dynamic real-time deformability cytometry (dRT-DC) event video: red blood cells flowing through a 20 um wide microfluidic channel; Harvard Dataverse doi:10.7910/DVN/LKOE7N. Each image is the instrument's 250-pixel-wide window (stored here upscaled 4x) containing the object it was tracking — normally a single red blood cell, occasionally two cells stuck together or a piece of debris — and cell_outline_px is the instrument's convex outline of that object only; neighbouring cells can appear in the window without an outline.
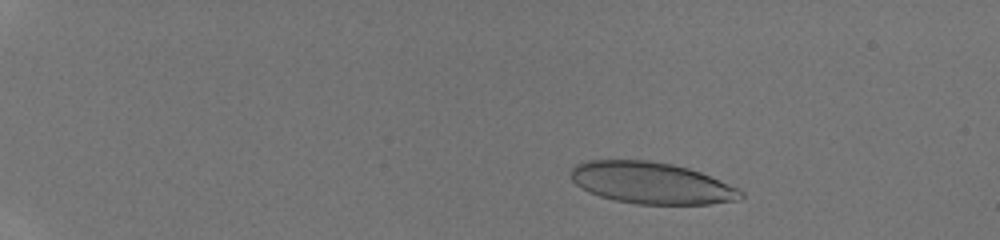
{"species": "human", "species_latin": "Homo sapiens", "temperature_condition": "room temperature", "stored_images_in_passage": 44, "camera_frame_rate_fps": 3000, "um_per_image_px": 0.085, "donor": {"sex": "male"}, "frame": {"image": 1, "passage_image": 7, "time_ms": 2.0, "image_size_px": [1000, 240], "cell_outline_px": [[744, 196], [740, 200], [708, 204], [636, 204], [616, 200], [600, 196], [588, 192], [580, 188], [572, 180], [572, 168], [576, 164], [588, 160], [648, 160], [672, 164], [688, 168], [700, 172], [740, 188], [744, 192]], "centroid_in_image_um": [55.4, 15.56], "position_along_channel_um": 29.6, "area_um2": 41.33}}
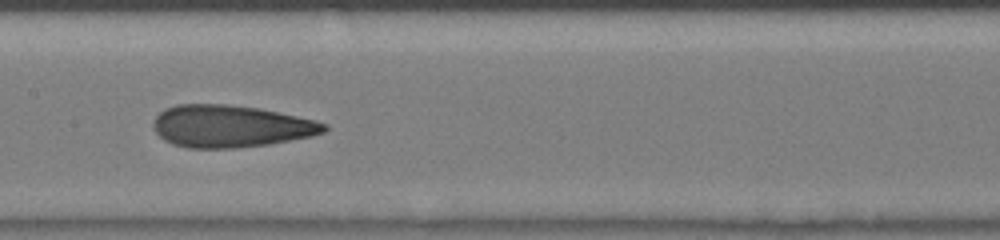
{"frame": {"image": 2, "passage_image": 25, "time_ms": 8.0, "image_size_px": [1000, 240], "cell_outline_px": [[328, 128], [324, 132], [312, 136], [268, 144], [236, 148], [188, 148], [172, 144], [164, 140], [156, 132], [152, 124], [152, 120], [164, 108], [176, 104], [228, 104], [260, 108], [316, 120], [328, 124]], "centroid_in_image_um": [19.59, 10.72], "position_along_channel_um": 187.8, "area_um2": 42.25}}
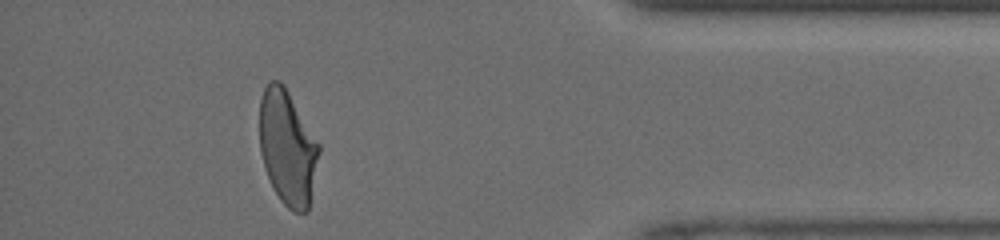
{"frame": {"image": 3, "passage_image": 41, "time_ms": 13.333, "image_size_px": [1000, 240], "cell_outline_px": [[320, 152], [308, 212], [292, 212], [280, 200], [272, 188], [260, 152], [260, 100], [264, 88], [272, 80], [280, 80], [284, 84], [320, 144]], "centroid_in_image_um": [24.45, 12.55], "position_along_channel_um": 410.8, "area_um2": 39.88}}